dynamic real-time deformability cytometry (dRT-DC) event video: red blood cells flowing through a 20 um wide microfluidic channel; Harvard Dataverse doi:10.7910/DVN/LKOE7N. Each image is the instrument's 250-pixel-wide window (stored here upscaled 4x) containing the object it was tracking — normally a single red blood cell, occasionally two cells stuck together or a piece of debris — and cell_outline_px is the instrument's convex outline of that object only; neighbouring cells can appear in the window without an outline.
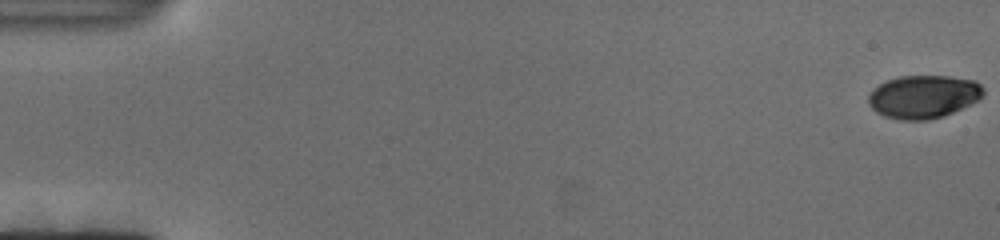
{"species": "human", "species_latin": "Homo sapiens", "temperature_condition": "cold", "stored_images_in_passage": 136, "camera_frame_rate_fps": 3000, "um_per_image_px": 0.085, "donor": {"sex": "female"}, "frame": {"image": 1, "passage_image": 1, "time_ms": 0.0, "image_size_px": [1000, 240], "cell_outline_px": [[984, 96], [944, 116], [928, 120], [900, 120], [884, 116], [876, 112], [868, 104], [868, 96], [872, 88], [888, 80], [900, 76], [948, 76], [976, 80], [984, 88]], "centroid_in_image_um": [78.48, 8.21], "position_along_channel_um": 6.5, "area_um2": 28.9}}
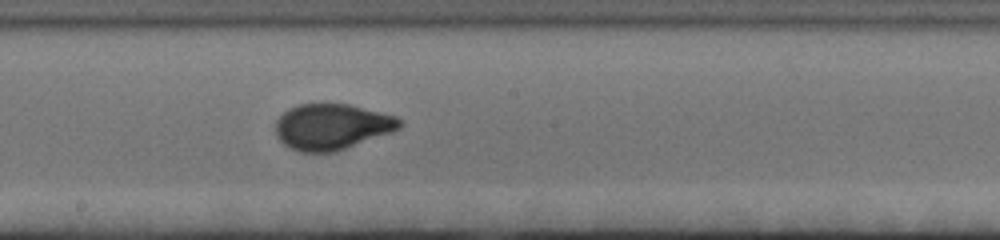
{"frame": {"image": 2, "passage_image": 76, "time_ms": 25.0, "image_size_px": [1000, 240], "cell_outline_px": [[404, 124], [400, 128], [392, 132], [336, 152], [300, 152], [288, 148], [276, 136], [276, 120], [288, 108], [300, 104], [348, 104], [396, 116], [404, 120]], "centroid_in_image_um": [28.22, 10.78], "position_along_channel_um": 220.0, "area_um2": 33.35}}
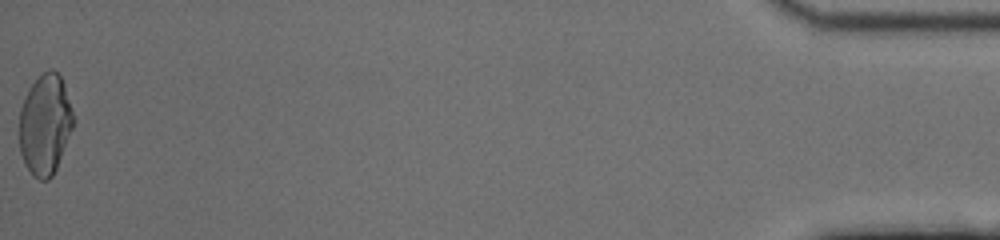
{"frame": {"image": 3, "passage_image": 136, "time_ms": 45.0, "image_size_px": [1000, 240], "cell_outline_px": [[76, 120], [56, 168], [52, 176], [48, 180], [40, 180], [32, 176], [24, 164], [20, 152], [20, 108], [24, 96], [28, 88], [48, 68], [52, 68], [60, 76], [64, 84]], "centroid_in_image_um": [3.84, 10.59], "position_along_channel_um": 431.4, "area_um2": 31.85}}